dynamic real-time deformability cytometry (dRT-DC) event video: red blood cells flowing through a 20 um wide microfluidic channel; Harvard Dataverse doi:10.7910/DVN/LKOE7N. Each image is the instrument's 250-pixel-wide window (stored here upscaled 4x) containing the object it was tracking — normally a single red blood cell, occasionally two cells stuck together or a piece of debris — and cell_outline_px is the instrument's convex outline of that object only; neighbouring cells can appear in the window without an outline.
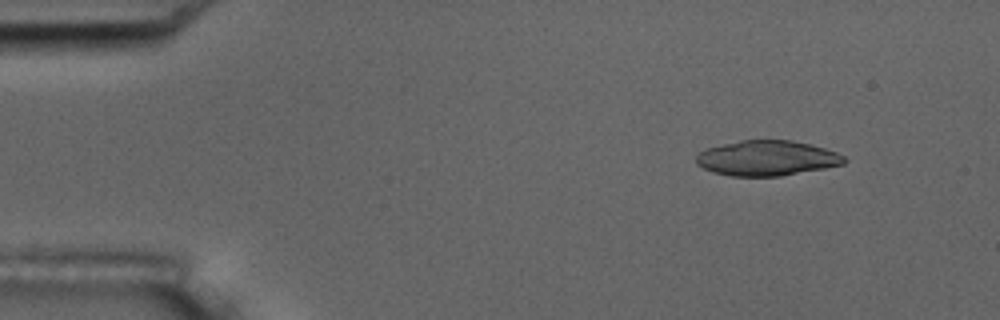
{"species": "common noctule bat (a hibernating species)", "species_latin": "Nyctalus noctula", "temperature_condition": "room temperature", "stored_images_in_passage": 7, "camera_frame_rate_fps": 3000, "um_per_image_px": 0.085, "animal": {"sex": "male", "body_mass_g": 17.5, "forearm_length_mm": 52.3}, "frame": {"image": 1, "passage_image": 2, "time_ms": 1.0, "image_size_px": [1000, 320], "cell_outline_px": [[848, 160], [844, 164], [824, 168], [780, 176], [732, 176], [712, 172], [696, 164], [696, 156], [700, 152], [708, 148], [740, 140], [792, 140], [824, 148], [836, 152], [844, 156]], "centroid_in_image_um": [65.19, 13.44], "position_along_channel_um": 19.8, "area_um2": 30.17}}